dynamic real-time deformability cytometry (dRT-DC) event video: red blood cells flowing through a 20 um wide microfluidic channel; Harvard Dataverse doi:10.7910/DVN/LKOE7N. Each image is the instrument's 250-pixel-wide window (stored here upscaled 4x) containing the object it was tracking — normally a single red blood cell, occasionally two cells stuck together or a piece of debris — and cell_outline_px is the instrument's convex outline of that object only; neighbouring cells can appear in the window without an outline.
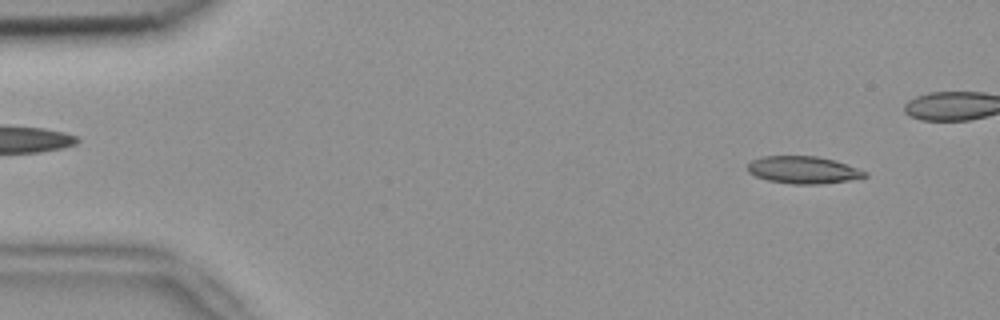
{"species": "common noctule bat (a hibernating species)", "species_latin": "Nyctalus noctula", "temperature_condition": "room temperature", "stored_images_in_passage": 45, "camera_frame_rate_fps": 3000, "um_per_image_px": 0.085, "animal": {"sex": "female", "body_mass_g": 18.4}, "frame": {"image": 1, "passage_image": 4, "time_ms": 1.0, "image_size_px": [1000, 320], "cell_outline_px": [[868, 176], [848, 180], [820, 184], [792, 184], [768, 180], [756, 176], [748, 172], [748, 164], [752, 160], [764, 156], [816, 156], [836, 160], [868, 172]], "centroid_in_image_um": [68.29, 14.44], "position_along_channel_um": 16.7, "area_um2": 18.61}}
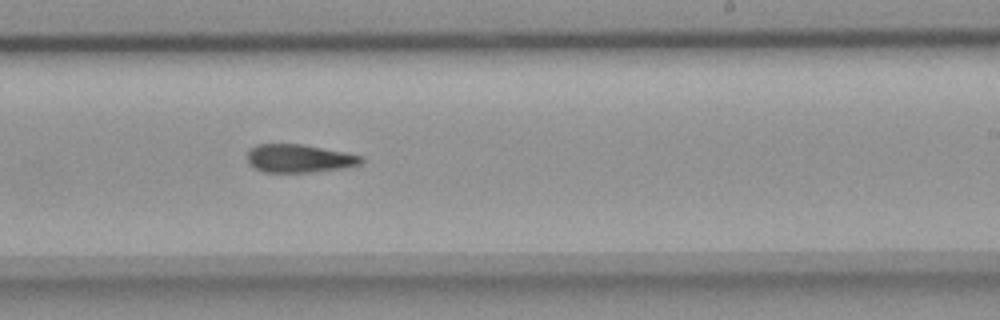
{"frame": {"image": 2, "passage_image": 31, "time_ms": 10.0, "image_size_px": [1000, 320], "cell_outline_px": [[364, 160], [360, 164], [344, 168], [312, 172], [264, 172], [248, 164], [248, 148], [256, 144], [304, 144], [364, 156]], "centroid_in_image_um": [25.43, 13.46], "position_along_channel_um": 263.6, "area_um2": 18.84}}
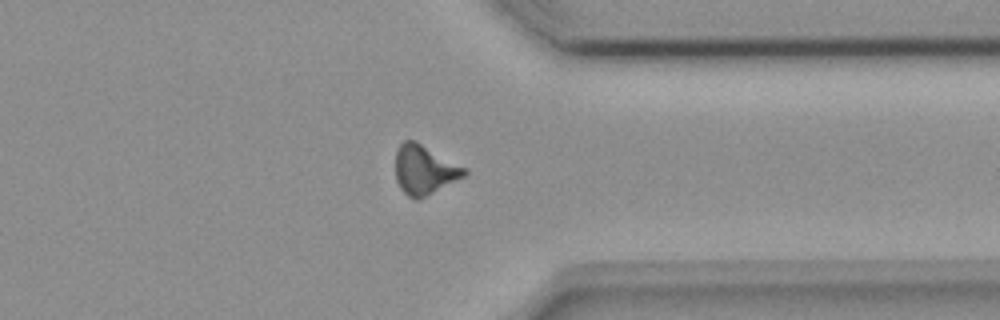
{"frame": {"image": 3, "passage_image": 40, "time_ms": 13.0, "image_size_px": [1000, 320], "cell_outline_px": [[468, 172], [464, 176], [416, 200], [408, 196], [400, 188], [396, 180], [396, 148], [404, 140], [416, 140], [468, 168]], "centroid_in_image_um": [36.07, 14.39], "position_along_channel_um": 375.3, "area_um2": 19.77}}